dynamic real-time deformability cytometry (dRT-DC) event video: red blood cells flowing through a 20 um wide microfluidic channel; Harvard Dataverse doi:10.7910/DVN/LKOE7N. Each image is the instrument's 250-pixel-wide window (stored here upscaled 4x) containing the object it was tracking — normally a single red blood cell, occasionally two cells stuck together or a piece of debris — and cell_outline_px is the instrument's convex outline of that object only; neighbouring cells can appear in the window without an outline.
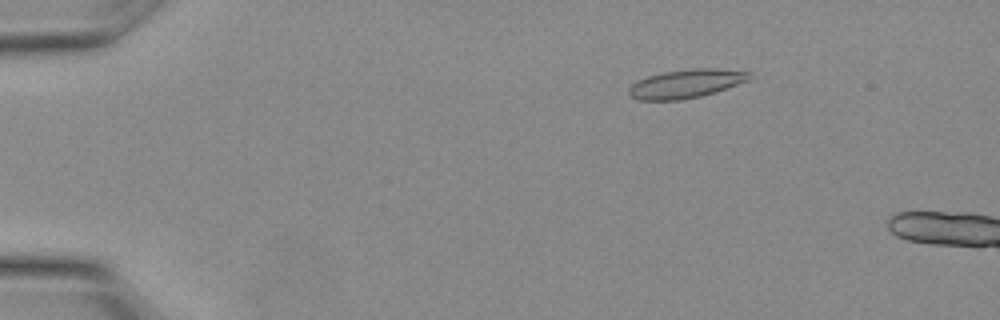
{"species": "Egyptian fruit bat (a non-hibernating species)", "species_latin": "Rousettus aegyptiacus", "temperature_condition": "warm", "stored_images_in_passage": 8, "camera_frame_rate_fps": 3000, "um_per_image_px": 0.085, "animal": {"sex": "female"}, "frame": {"image": 1, "passage_image": 6, "time_ms": 1.667, "image_size_px": [1000, 320], "cell_outline_px": [[752, 76], [748, 80], [700, 96], [680, 100], [640, 100], [632, 96], [628, 92], [628, 88], [632, 84], [648, 76], [664, 72], [692, 68], [716, 68], [748, 72]], "centroid_in_image_um": [58.28, 7.1], "position_along_channel_um": 26.7, "area_um2": 19.65}}